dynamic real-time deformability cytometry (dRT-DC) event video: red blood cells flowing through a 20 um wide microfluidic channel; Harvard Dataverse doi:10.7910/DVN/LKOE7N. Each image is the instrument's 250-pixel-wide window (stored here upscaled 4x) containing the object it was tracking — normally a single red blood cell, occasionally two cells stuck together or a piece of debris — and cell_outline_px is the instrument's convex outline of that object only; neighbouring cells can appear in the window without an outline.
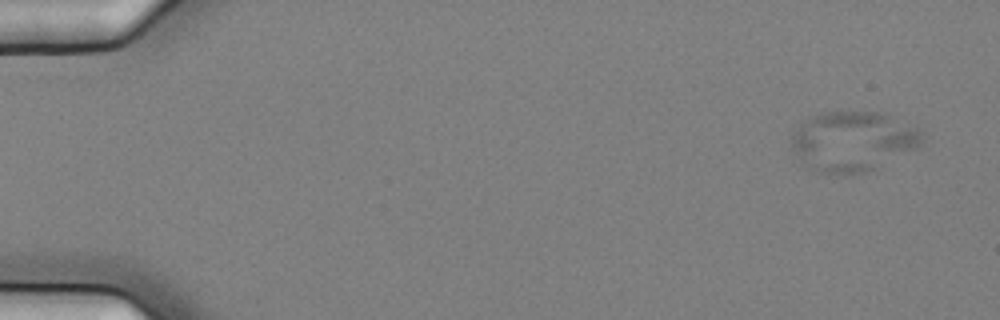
{"species": "common noctule bat (a hibernating species)", "species_latin": "Nyctalus noctula", "temperature_condition": "cold", "stored_images_in_passage": 7, "camera_frame_rate_fps": 3000, "um_per_image_px": 0.085, "animal": {"sex": "female", "body_mass_g": 25.1}, "frame": {"image": 1, "passage_image": 1, "time_ms": 0.0, "image_size_px": [1000, 320], "cell_outline_px": [[924, 140], [916, 148], [864, 172], [820, 172], [804, 168], [792, 152], [792, 136], [800, 124], [812, 116], [824, 112], [884, 112], [920, 128], [924, 132]], "centroid_in_image_um": [72.48, 11.98], "position_along_channel_um": 12.5, "area_um2": 45.32}}
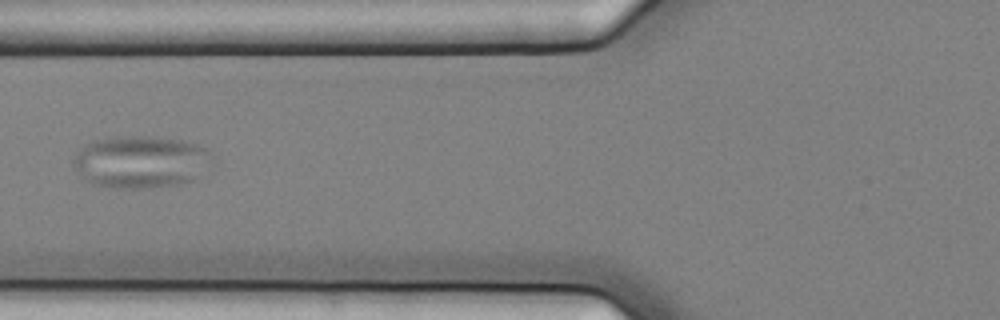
{"frame": {"image": 2, "passage_image": 7, "time_ms": 2.0, "image_size_px": [1000, 320], "cell_outline_px": [[212, 160], [192, 180], [176, 184], [140, 188], [120, 188], [100, 184], [88, 180], [80, 176], [72, 160], [76, 152], [88, 144], [96, 140], [116, 136], [152, 136], [180, 140], [196, 144], [208, 148], [212, 152]], "centroid_in_image_um": [11.97, 13.72], "position_along_channel_um": 113.8, "area_um2": 41.62}}